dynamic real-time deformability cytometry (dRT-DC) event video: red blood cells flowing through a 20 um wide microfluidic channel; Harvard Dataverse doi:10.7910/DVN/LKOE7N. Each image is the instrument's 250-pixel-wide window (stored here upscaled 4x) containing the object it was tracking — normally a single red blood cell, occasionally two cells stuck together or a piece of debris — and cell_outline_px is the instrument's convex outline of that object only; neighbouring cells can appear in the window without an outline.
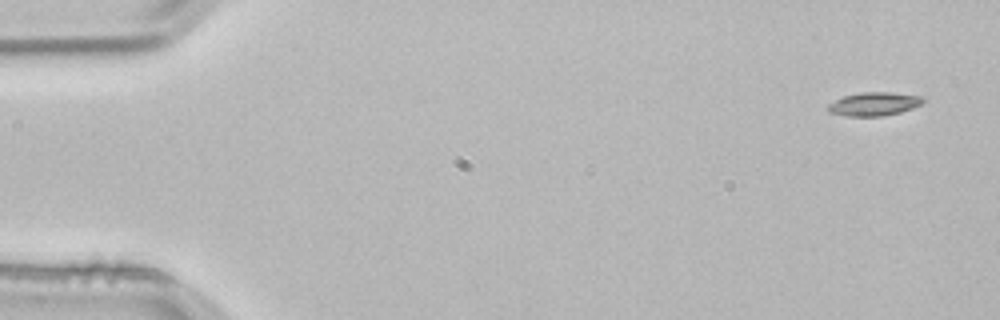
{"species": "common noctule bat (a hibernating species)", "species_latin": "Nyctalus noctula", "temperature_condition": "room temperature", "stored_images_in_passage": 4, "camera_frame_rate_fps": 3000, "um_per_image_px": 0.085, "animal": {"sex": "male", "body_mass_g": 21.5, "forearm_length_mm": 52.0}, "frame": {"image": 1, "passage_image": 1, "time_ms": 0.0, "image_size_px": [1000, 320], "cell_outline_px": [[924, 100], [920, 104], [912, 108], [900, 112], [880, 116], [844, 116], [828, 112], [828, 104], [844, 96], [860, 92], [892, 92], [920, 96]], "centroid_in_image_um": [74.26, 8.83], "position_along_channel_um": 10.7, "area_um2": 12.89}}
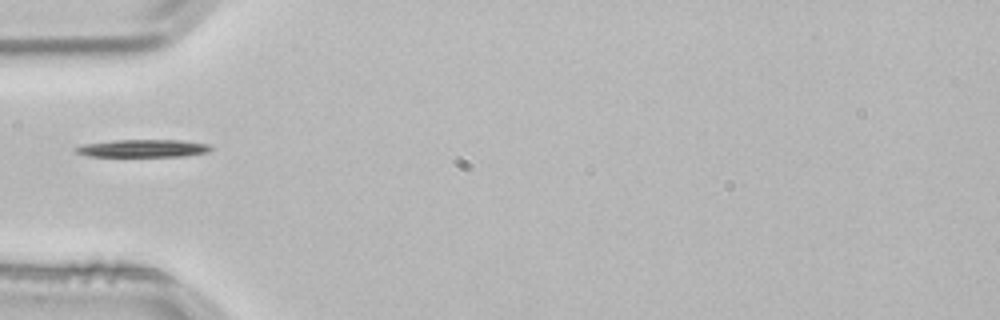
{"frame": {"image": 2, "passage_image": 4, "time_ms": 1.0, "image_size_px": [1000, 320], "cell_outline_px": [[212, 148], [208, 152], [188, 156], [88, 156], [76, 152], [72, 148], [84, 144], [112, 140], [180, 140], [212, 144]], "centroid_in_image_um": [12.19, 12.6], "position_along_channel_um": 72.8, "area_um2": 13.99}}